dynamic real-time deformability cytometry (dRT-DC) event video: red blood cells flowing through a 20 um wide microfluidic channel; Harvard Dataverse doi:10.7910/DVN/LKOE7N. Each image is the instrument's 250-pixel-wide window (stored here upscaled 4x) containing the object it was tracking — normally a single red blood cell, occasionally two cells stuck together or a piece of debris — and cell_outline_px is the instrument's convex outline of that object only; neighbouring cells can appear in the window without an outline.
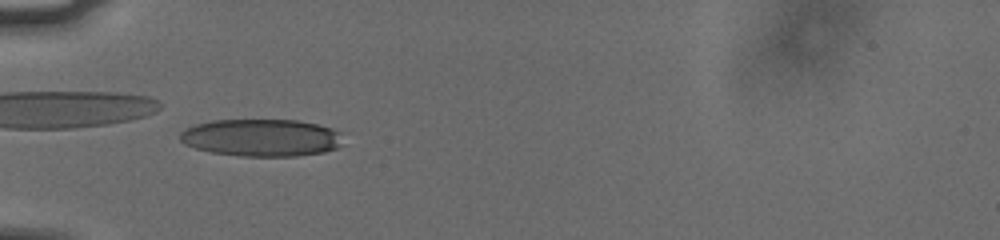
{"species": "human", "species_latin": "Homo sapiens", "temperature_condition": "cold", "stored_images_in_passage": 50, "camera_frame_rate_fps": 3000, "um_per_image_px": 0.085, "donor": {"sex": "male"}, "frame": {"image": 1, "passage_image": 16, "time_ms": 5.0, "image_size_px": [1000, 240], "cell_outline_px": [[340, 144], [336, 148], [324, 152], [296, 156], [240, 156], [212, 152], [196, 148], [184, 144], [180, 140], [180, 132], [184, 128], [196, 124], [212, 120], [296, 120], [316, 124], [332, 128], [340, 132]], "centroid_in_image_um": [22.19, 11.7], "position_along_channel_um": 62.8, "area_um2": 35.43}}
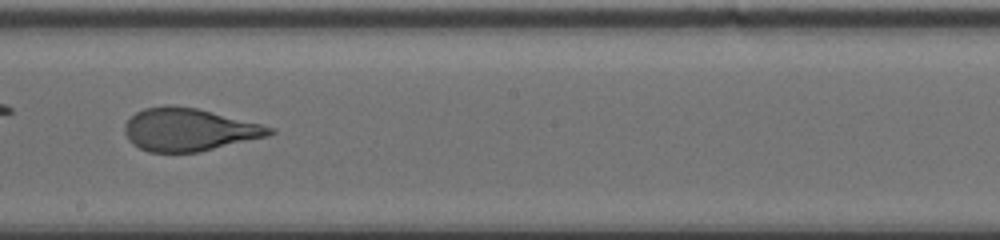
{"frame": {"image": 2, "passage_image": 30, "time_ms": 9.667, "image_size_px": [1000, 240], "cell_outline_px": [[276, 132], [268, 136], [200, 152], [148, 152], [132, 144], [128, 140], [124, 132], [124, 124], [136, 112], [144, 108], [196, 108], [276, 128]], "centroid_in_image_um": [16.07, 11.06], "position_along_channel_um": 232.1, "area_um2": 35.37}}
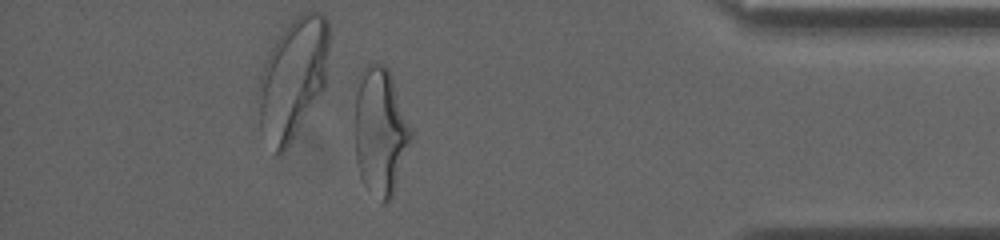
{"frame": {"image": 3, "passage_image": 46, "time_ms": 15.0, "image_size_px": [1000, 240], "cell_outline_px": [[412, 140], [392, 196], [384, 204], [380, 204], [364, 184], [360, 176], [356, 160], [356, 80], [364, 68], [368, 64], [384, 64], [388, 68], [392, 76], [412, 128]], "centroid_in_image_um": [32.34, 11.17], "position_along_channel_um": 402.9, "area_um2": 41.91}, "authors_computed_cell_mechanics": {"area_um2": 36.2406, "velocity_mm_per_s": 3.7744, "shape_relaxation_time_tau1_ms": 4.9771, "shape_relaxation_time_tau2_ms": 0.8382, "deformation_change_tau1": 0.212, "deformation_change_tau2": 0.0896}}